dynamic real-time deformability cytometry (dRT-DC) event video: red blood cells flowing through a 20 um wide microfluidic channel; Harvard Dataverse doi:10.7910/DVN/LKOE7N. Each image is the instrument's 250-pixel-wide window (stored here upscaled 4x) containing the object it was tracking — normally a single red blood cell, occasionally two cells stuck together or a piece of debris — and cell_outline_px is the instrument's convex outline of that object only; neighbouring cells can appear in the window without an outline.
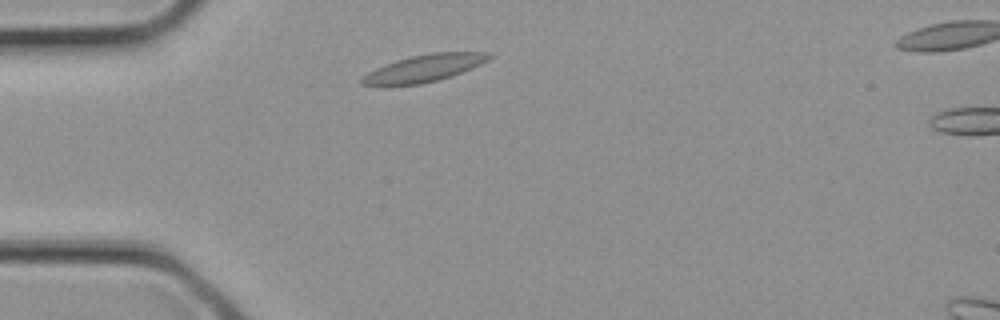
{"species": "common noctule bat (a hibernating species)", "species_latin": "Nyctalus noctula", "temperature_condition": "cold", "stored_images_in_passage": 9, "camera_frame_rate_fps": 3000, "um_per_image_px": 0.085, "animal": {"sex": "female", "body_mass_g": 21.9}, "frame": {"image": 1, "passage_image": 1, "time_ms": 0.0, "image_size_px": [1000, 320], "cell_outline_px": [[492, 56], [488, 60], [472, 68], [452, 76], [420, 84], [360, 84], [360, 80], [368, 72], [384, 64], [396, 60], [412, 56], [432, 52], [488, 52]], "centroid_in_image_um": [36.09, 5.77], "position_along_channel_um": 48.9, "area_um2": 19.65}}
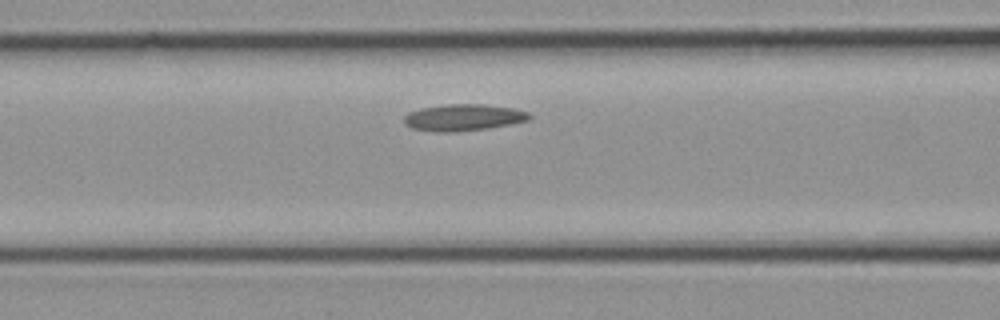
{"frame": {"image": 2, "passage_image": 5, "time_ms": 1.333, "image_size_px": [1000, 320], "cell_outline_px": [[532, 116], [528, 120], [488, 128], [456, 132], [436, 132], [412, 128], [404, 124], [404, 116], [408, 112], [420, 108], [452, 104], [484, 104], [512, 108], [528, 112]], "centroid_in_image_um": [39.35, 9.99], "position_along_channel_um": 127.2, "area_um2": 19.36}}
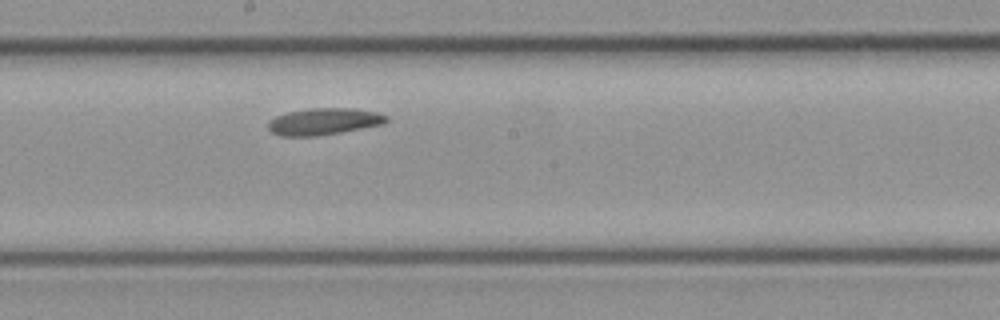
{"frame": {"image": 3, "passage_image": 9, "time_ms": 2.667, "image_size_px": [1000, 320], "cell_outline_px": [[388, 120], [384, 124], [340, 132], [316, 136], [280, 136], [272, 132], [268, 128], [268, 124], [276, 116], [288, 112], [308, 108], [352, 108], [376, 112], [388, 116]], "centroid_in_image_um": [27.54, 10.32], "position_along_channel_um": 220.7, "area_um2": 18.32}}